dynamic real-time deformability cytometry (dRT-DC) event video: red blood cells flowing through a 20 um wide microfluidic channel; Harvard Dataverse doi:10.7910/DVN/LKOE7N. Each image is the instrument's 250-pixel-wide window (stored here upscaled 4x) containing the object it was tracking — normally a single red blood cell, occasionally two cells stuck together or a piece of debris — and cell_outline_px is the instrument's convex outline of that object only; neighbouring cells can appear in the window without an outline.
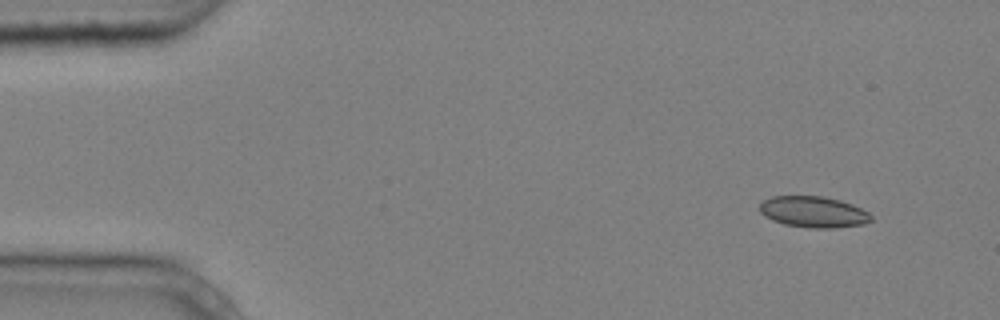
{"species": "common noctule bat (a hibernating species)", "species_latin": "Nyctalus noctula", "temperature_condition": "cold", "stored_images_in_passage": 4, "camera_frame_rate_fps": 3000, "um_per_image_px": 0.085, "animal": {"sex": "male", "body_mass_g": 20.4}, "frame": {"image": 1, "passage_image": 1, "time_ms": 0.0, "image_size_px": [1000, 320], "cell_outline_px": [[872, 220], [864, 224], [836, 228], [812, 228], [784, 224], [772, 220], [764, 216], [760, 212], [760, 204], [764, 200], [772, 196], [824, 196], [840, 200], [852, 204], [868, 212], [872, 216]], "centroid_in_image_um": [69.15, 18.01], "position_along_channel_um": 15.9, "area_um2": 20.29}}
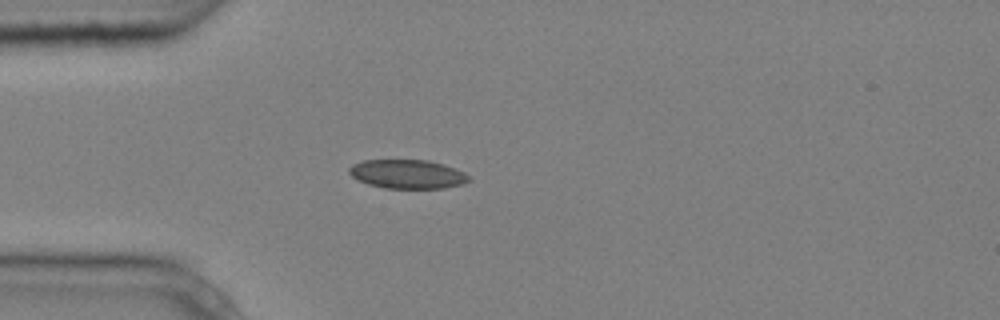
{"frame": {"image": 2, "passage_image": 4, "time_ms": 1.0, "image_size_px": [1000, 320], "cell_outline_px": [[472, 180], [464, 184], [444, 188], [384, 188], [368, 184], [352, 176], [348, 172], [348, 168], [352, 164], [364, 160], [428, 160], [444, 164], [456, 168], [464, 172]], "centroid_in_image_um": [34.66, 14.79], "position_along_channel_um": 50.3, "area_um2": 20.29}}